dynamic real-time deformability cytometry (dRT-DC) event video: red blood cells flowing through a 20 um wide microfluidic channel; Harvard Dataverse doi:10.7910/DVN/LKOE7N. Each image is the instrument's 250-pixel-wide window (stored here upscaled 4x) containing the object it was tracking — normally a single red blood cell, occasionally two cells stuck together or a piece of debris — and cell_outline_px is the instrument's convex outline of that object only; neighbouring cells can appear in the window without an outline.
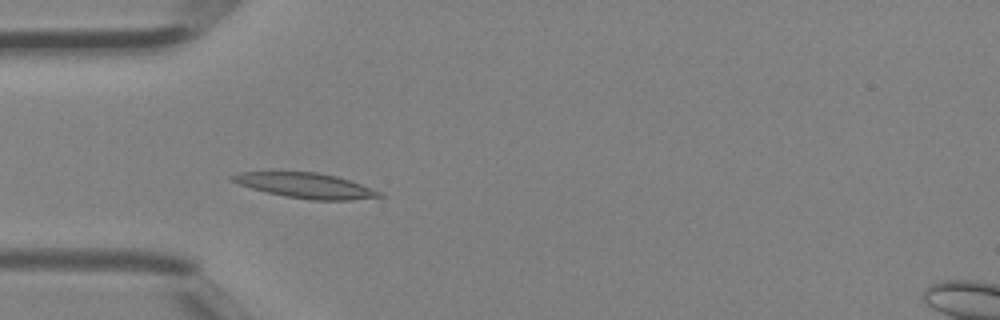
{"species": "Egyptian fruit bat (a non-hibernating species)", "species_latin": "Rousettus aegyptiacus", "temperature_condition": "room temperature", "stored_images_in_passage": 41, "camera_frame_rate_fps": 3000, "um_per_image_px": 0.085, "animal": {"sex": "female"}, "frame": {"image": 1, "passage_image": 12, "time_ms": 3.667, "image_size_px": [1000, 320], "cell_outline_px": [[384, 196], [352, 200], [312, 200], [284, 196], [252, 188], [240, 184], [232, 180], [228, 176], [240, 172], [316, 172], [336, 176], [360, 184], [380, 192]], "centroid_in_image_um": [25.97, 15.77], "position_along_channel_um": 59.0, "area_um2": 21.15}}
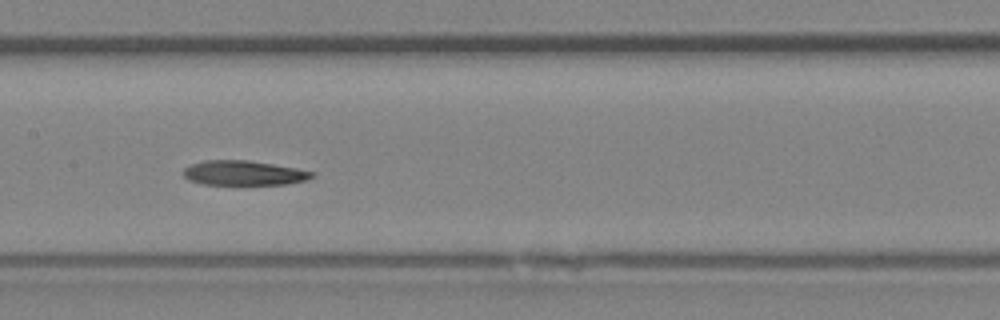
{"frame": {"image": 2, "passage_image": 20, "time_ms": 6.333, "image_size_px": [1000, 320], "cell_outline_px": [[316, 172], [312, 176], [304, 180], [288, 184], [204, 184], [188, 180], [180, 172], [184, 168], [192, 164], [204, 160], [248, 160], [296, 168]], "centroid_in_image_um": [20.67, 14.7], "position_along_channel_um": 186.7, "area_um2": 18.38}}
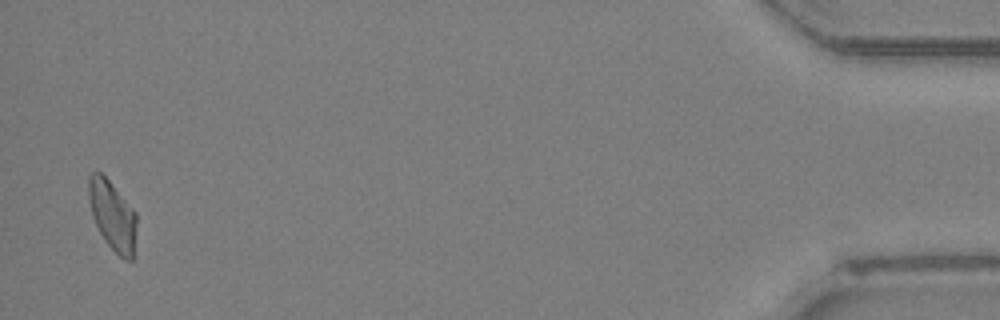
{"frame": {"image": 3, "passage_image": 40, "time_ms": 13.0, "image_size_px": [1000, 320], "cell_outline_px": [[136, 224], [132, 260], [124, 260], [104, 240], [92, 216], [88, 200], [88, 176], [92, 172], [100, 172], [108, 180], [136, 212]], "centroid_in_image_um": [9.54, 18.3], "position_along_channel_um": 425.7, "area_um2": 19.13}}